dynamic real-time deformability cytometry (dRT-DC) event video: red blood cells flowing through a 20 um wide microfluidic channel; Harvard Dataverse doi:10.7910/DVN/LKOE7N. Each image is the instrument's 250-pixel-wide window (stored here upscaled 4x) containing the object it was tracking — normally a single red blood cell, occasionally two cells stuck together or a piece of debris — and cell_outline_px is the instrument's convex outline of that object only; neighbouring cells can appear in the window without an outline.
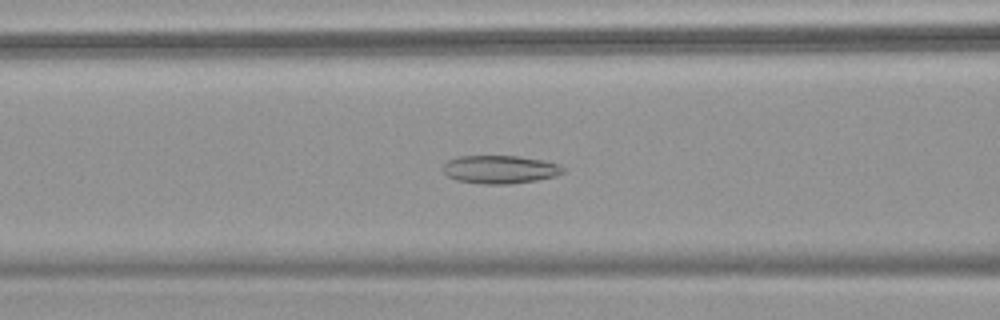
{"species": "common noctule bat (a hibernating species)", "species_latin": "Nyctalus noctula", "temperature_condition": "warm", "stored_images_in_passage": 44, "camera_frame_rate_fps": 3000, "um_per_image_px": 0.085, "animal": {"sex": "female", "body_mass_g": 18.4}, "frame": {"image": 1, "passage_image": 13, "time_ms": 4.0, "image_size_px": [1000, 320], "cell_outline_px": [[564, 172], [556, 176], [536, 180], [508, 184], [484, 184], [456, 180], [448, 176], [444, 172], [444, 164], [448, 160], [456, 156], [520, 156], [544, 160], [556, 164], [564, 168]], "centroid_in_image_um": [42.49, 14.4], "position_along_channel_um": 124.1, "area_um2": 19.65}}
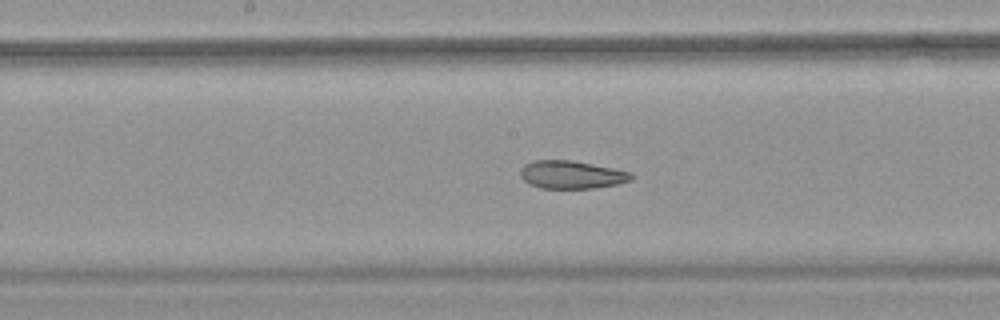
{"frame": {"image": 2, "passage_image": 19, "time_ms": 6.0, "image_size_px": [1000, 320], "cell_outline_px": [[632, 180], [616, 184], [592, 188], [540, 188], [528, 184], [520, 176], [520, 168], [524, 164], [532, 160], [572, 160], [632, 172]], "centroid_in_image_um": [48.53, 14.84], "position_along_channel_um": 199.7, "area_um2": 18.09}}
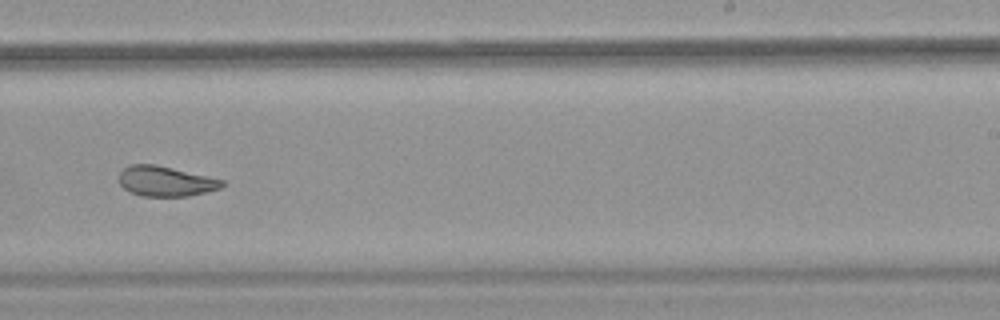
{"frame": {"image": 3, "passage_image": 25, "time_ms": 8.0, "image_size_px": [1000, 320], "cell_outline_px": [[224, 184], [220, 188], [208, 192], [188, 196], [140, 196], [124, 188], [120, 184], [120, 172], [128, 164], [156, 164], [224, 180]], "centroid_in_image_um": [14.08, 15.4], "position_along_channel_um": 274.9, "area_um2": 18.03}, "authors_computed_cell_mechanics": {"area_um2": 21.0681, "velocity_mm_per_s": 3.7899, "shape_relaxation_time_tau1_ms": null, "shape_relaxation_time_tau2_ms": 1.818, "deformation_change_tau1": null, "deformation_change_tau2": 0.0792}}